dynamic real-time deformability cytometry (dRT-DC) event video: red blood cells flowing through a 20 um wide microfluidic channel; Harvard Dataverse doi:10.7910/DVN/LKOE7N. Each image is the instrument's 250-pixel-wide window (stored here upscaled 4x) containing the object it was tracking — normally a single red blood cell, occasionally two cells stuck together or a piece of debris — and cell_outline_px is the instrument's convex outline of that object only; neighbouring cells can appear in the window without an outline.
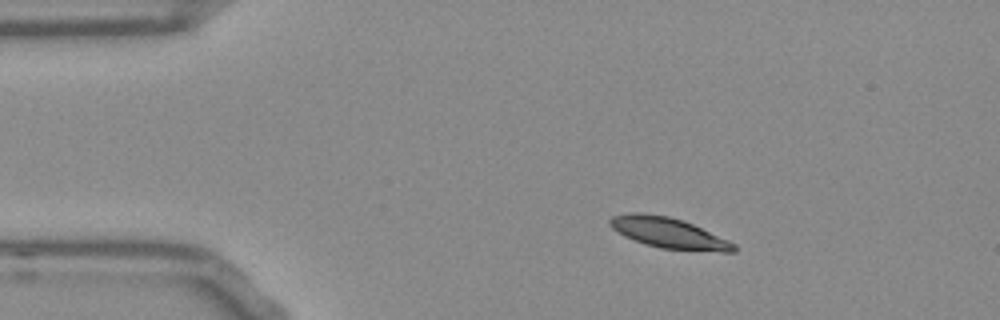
{"species": "Egyptian fruit bat (a non-hibernating species)", "species_latin": "Rousettus aegyptiacus", "temperature_condition": "room temperature", "stored_images_in_passage": 45, "camera_frame_rate_fps": 3000, "um_per_image_px": 0.085, "frame": {"image": 1, "passage_image": 1, "time_ms": 0.0, "image_size_px": [1000, 320], "cell_outline_px": [[736, 252], [720, 252], [660, 248], [644, 244], [624, 236], [612, 228], [608, 224], [608, 220], [612, 216], [632, 212], [644, 212], [668, 216], [684, 220], [728, 240], [736, 244]], "centroid_in_image_um": [56.82, 19.79], "position_along_channel_um": 28.2, "area_um2": 22.25}}
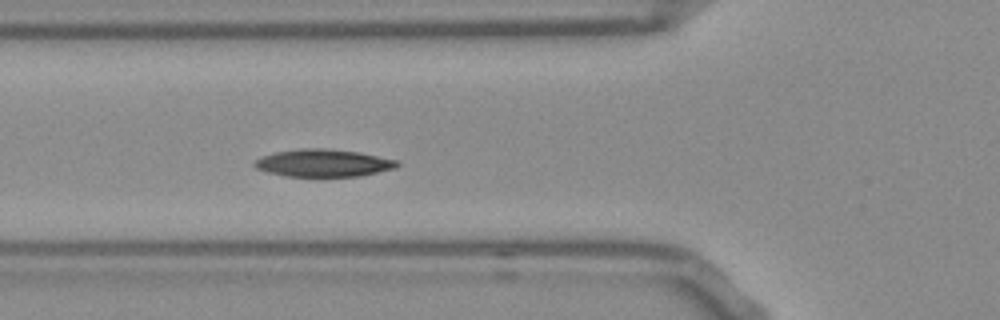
{"frame": {"image": 2, "passage_image": 11, "time_ms": 3.333, "image_size_px": [1000, 320], "cell_outline_px": [[400, 164], [396, 168], [360, 176], [320, 180], [284, 176], [268, 172], [256, 168], [252, 164], [260, 156], [276, 152], [304, 148], [324, 148], [360, 152], [396, 160]], "centroid_in_image_um": [27.47, 13.91], "position_along_channel_um": 98.3, "area_um2": 23.87}}
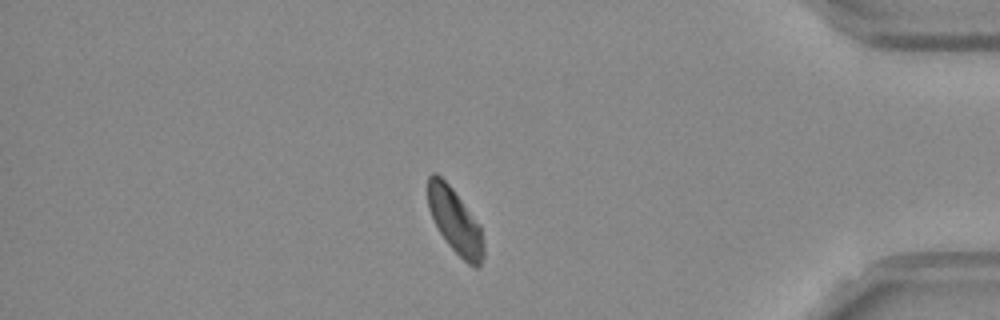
{"frame": {"image": 3, "passage_image": 38, "time_ms": 12.333, "image_size_px": [1000, 320], "cell_outline_px": [[484, 256], [480, 264], [476, 268], [472, 268], [448, 244], [440, 232], [428, 208], [428, 176], [432, 172], [436, 172], [452, 188], [480, 224], [484, 244]], "centroid_in_image_um": [38.7, 18.8], "position_along_channel_um": 396.5, "area_um2": 20.92}, "authors_computed_cell_mechanics": {"area_um2": 22.0218, "velocity_mm_per_s": 3.7288, "shape_relaxation_time_tau1_ms": 4.6954, "shape_relaxation_time_tau2_ms": null, "deformation_change_tau1": 0.1234, "deformation_change_tau2": null}}